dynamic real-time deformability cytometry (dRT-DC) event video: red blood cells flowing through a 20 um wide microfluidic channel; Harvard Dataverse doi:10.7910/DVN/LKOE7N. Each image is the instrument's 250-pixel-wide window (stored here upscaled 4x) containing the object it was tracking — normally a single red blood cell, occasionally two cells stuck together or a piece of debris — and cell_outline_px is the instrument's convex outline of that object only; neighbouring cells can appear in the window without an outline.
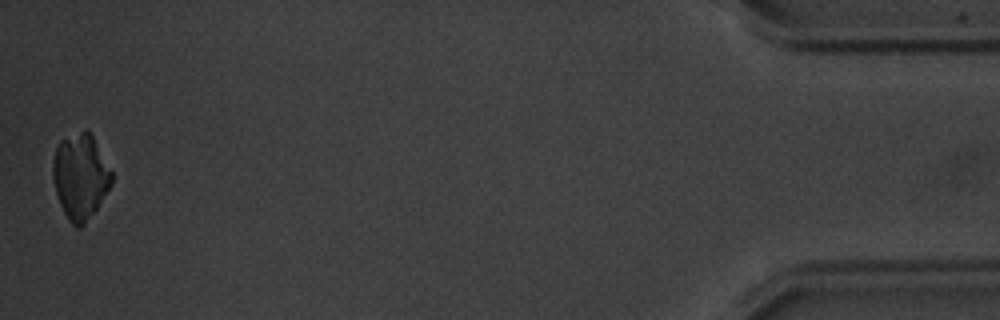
{"species": "common noctule bat (a hibernating species)", "species_latin": "Nyctalus noctula", "temperature_condition": "warm", "stored_images_in_passage": 53, "camera_frame_rate_fps": 3000, "um_per_image_px": 0.085, "animal": {"sex": "male", "body_mass_g": 20.1, "forearm_length_mm": 53.5}, "frame": {"image": 1, "passage_image": 53, "time_ms": 17.333, "image_size_px": [1000, 320], "cell_outline_px": [[112, 184], [96, 208], [84, 224], [80, 228], [76, 228], [68, 220], [60, 204], [56, 192], [52, 176], [52, 164], [56, 148], [60, 140], [84, 128], [88, 128], [112, 172]], "centroid_in_image_um": [6.81, 14.97], "position_along_channel_um": 428.4, "area_um2": 29.13}}